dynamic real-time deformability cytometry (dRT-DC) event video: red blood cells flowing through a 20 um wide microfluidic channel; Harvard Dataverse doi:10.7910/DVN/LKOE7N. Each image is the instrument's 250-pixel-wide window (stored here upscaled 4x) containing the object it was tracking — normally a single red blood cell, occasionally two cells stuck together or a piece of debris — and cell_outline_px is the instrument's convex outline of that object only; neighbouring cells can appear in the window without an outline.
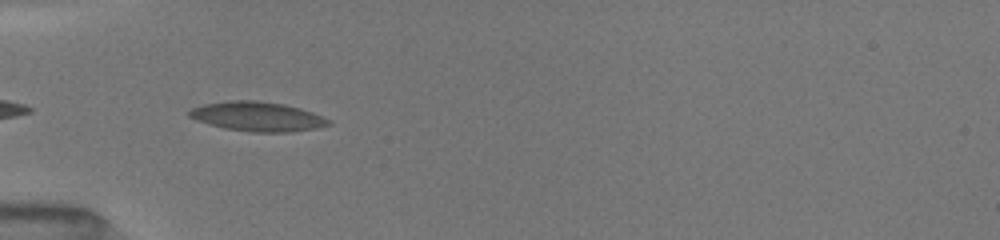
{"species": "common noctule bat (a hibernating species)", "species_latin": "Nyctalus noctula", "temperature_condition": "room temperature", "stored_images_in_passage": 23, "camera_frame_rate_fps": 3000, "um_per_image_px": 0.085, "animal": {"sex": "female", "body_mass_g": 19.5, "forearm_length_mm": 54.1}, "frame": {"image": 1, "passage_image": 2, "time_ms": 0.333, "image_size_px": [1000, 240], "cell_outline_px": [[332, 124], [316, 128], [288, 132], [252, 132], [224, 128], [208, 124], [196, 120], [188, 116], [188, 112], [192, 108], [204, 104], [228, 100], [256, 100], [284, 104], [300, 108], [312, 112], [332, 120]], "centroid_in_image_um": [21.88, 9.9], "position_along_channel_um": 63.1, "area_um2": 23.99}}
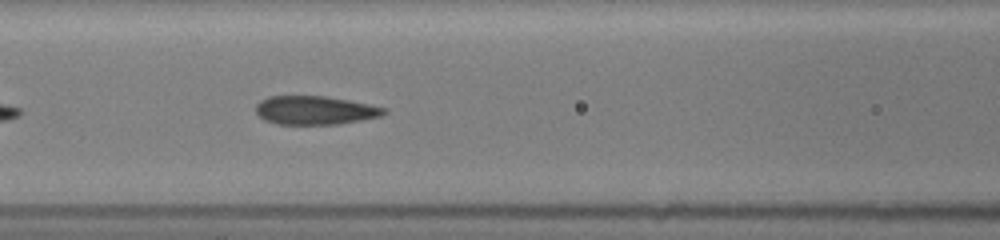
{"frame": {"image": 2, "passage_image": 8, "time_ms": 2.333, "image_size_px": [1000, 240], "cell_outline_px": [[388, 112], [380, 116], [360, 120], [336, 124], [276, 124], [264, 120], [256, 112], [256, 104], [260, 100], [268, 96], [324, 96], [348, 100], [388, 108]], "centroid_in_image_um": [26.76, 9.37], "position_along_channel_um": 139.8, "area_um2": 21.33}}
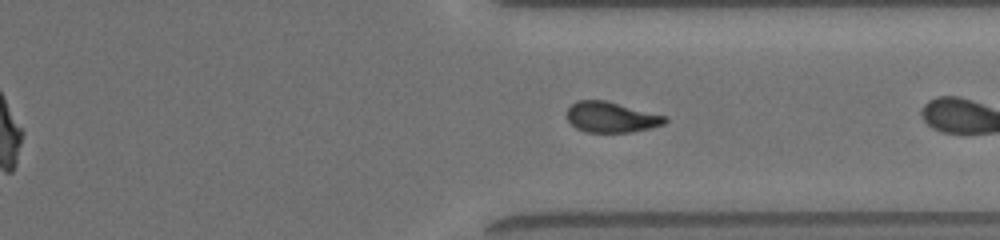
{"frame": {"image": 3, "passage_image": 22, "time_ms": 7.0, "image_size_px": [1000, 240], "cell_outline_px": [[668, 120], [664, 124], [632, 132], [584, 132], [576, 128], [568, 120], [568, 108], [576, 100], [604, 100], [668, 116]], "centroid_in_image_um": [51.97, 9.96], "position_along_channel_um": 359.4, "area_um2": 17.4}}